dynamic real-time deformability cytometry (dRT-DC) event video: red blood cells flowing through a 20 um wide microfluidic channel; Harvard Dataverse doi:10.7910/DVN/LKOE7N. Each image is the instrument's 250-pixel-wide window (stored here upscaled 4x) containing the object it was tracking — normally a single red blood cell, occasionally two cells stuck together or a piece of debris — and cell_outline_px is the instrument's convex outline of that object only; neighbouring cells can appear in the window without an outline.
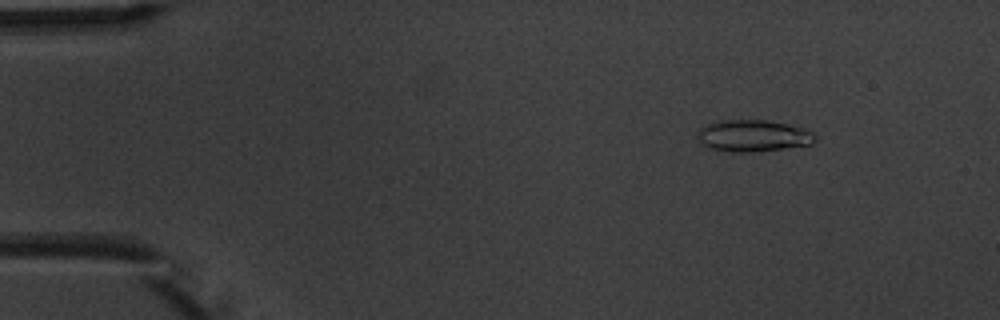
{"species": "common noctule bat (a hibernating species)", "species_latin": "Nyctalus noctula", "temperature_condition": "warm", "stored_images_in_passage": 5, "camera_frame_rate_fps": 3000, "um_per_image_px": 0.085, "animal": {"sex": "male", "body_mass_g": 20.1, "forearm_length_mm": 53.5}, "frame": {"image": 1, "passage_image": 2, "time_ms": 1.0, "image_size_px": [1000, 320], "cell_outline_px": [[816, 140], [812, 144], [756, 152], [732, 152], [708, 148], [700, 144], [696, 136], [700, 128], [708, 124], [720, 120], [768, 120], [808, 128], [816, 136]], "centroid_in_image_um": [64.02, 11.54], "position_along_channel_um": 21.0, "area_um2": 22.08}}
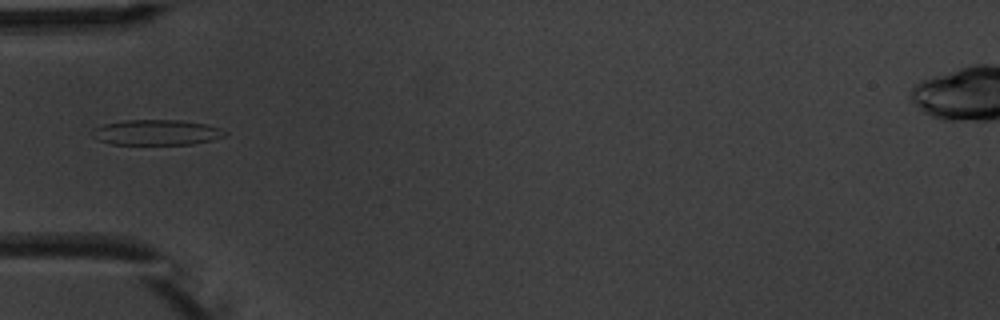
{"frame": {"image": 2, "passage_image": 5, "time_ms": 4.667, "image_size_px": [1000, 320], "cell_outline_px": [[228, 136], [212, 140], [192, 144], [112, 144], [96, 140], [92, 136], [92, 132], [96, 128], [104, 124], [124, 120], [180, 120], [204, 124], [220, 128], [228, 132]], "centroid_in_image_um": [13.33, 11.26], "position_along_channel_um": 71.7, "area_um2": 19.65}}